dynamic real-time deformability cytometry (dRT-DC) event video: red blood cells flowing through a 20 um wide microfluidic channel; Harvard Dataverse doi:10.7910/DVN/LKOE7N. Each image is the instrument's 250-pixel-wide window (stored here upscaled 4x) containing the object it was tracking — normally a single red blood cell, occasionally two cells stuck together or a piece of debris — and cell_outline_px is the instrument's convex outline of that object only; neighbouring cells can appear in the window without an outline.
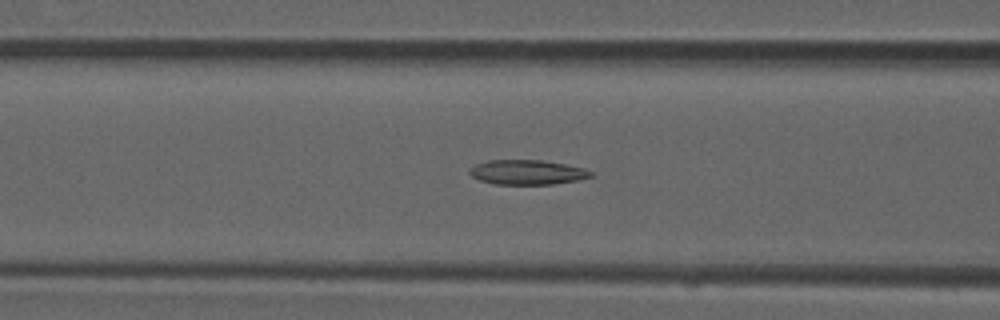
{"species": "common noctule bat (a hibernating species)", "species_latin": "Nyctalus noctula", "temperature_condition": "room temperature", "stored_images_in_passage": 50, "camera_frame_rate_fps": 3000, "um_per_image_px": 0.085, "animal": {"sex": "male", "forearm_length_mm": 52.5}, "frame": {"image": 1, "passage_image": 21, "time_ms": 6.667, "image_size_px": [1000, 320], "cell_outline_px": [[592, 176], [580, 180], [552, 184], [496, 184], [480, 180], [472, 176], [468, 172], [468, 168], [476, 164], [488, 160], [540, 160], [564, 164], [584, 168], [592, 172]], "centroid_in_image_um": [44.79, 14.64], "position_along_channel_um": 121.8, "area_um2": 17.4}}
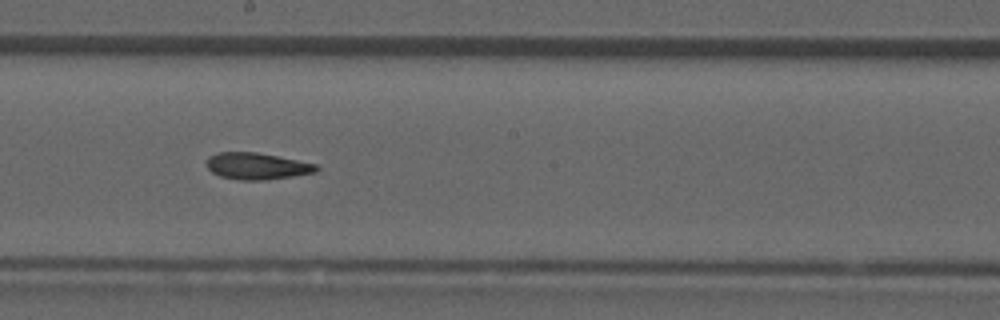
{"frame": {"image": 2, "passage_image": 29, "time_ms": 9.333, "image_size_px": [1000, 320], "cell_outline_px": [[320, 168], [316, 172], [292, 176], [264, 180], [240, 180], [220, 176], [212, 172], [208, 168], [208, 156], [216, 152], [256, 152], [320, 164]], "centroid_in_image_um": [21.88, 14.11], "position_along_channel_um": 226.3, "area_um2": 17.11}}
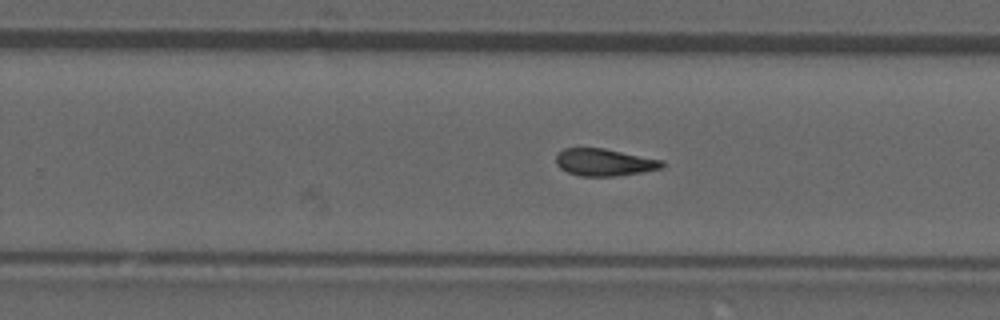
{"frame": {"image": 3, "passage_image": 33, "time_ms": 10.667, "image_size_px": [1000, 320], "cell_outline_px": [[664, 168], [616, 176], [580, 176], [568, 172], [560, 168], [556, 164], [556, 156], [564, 148], [604, 148], [664, 160]], "centroid_in_image_um": [51.39, 13.79], "position_along_channel_um": 278.4, "area_um2": 16.82}}